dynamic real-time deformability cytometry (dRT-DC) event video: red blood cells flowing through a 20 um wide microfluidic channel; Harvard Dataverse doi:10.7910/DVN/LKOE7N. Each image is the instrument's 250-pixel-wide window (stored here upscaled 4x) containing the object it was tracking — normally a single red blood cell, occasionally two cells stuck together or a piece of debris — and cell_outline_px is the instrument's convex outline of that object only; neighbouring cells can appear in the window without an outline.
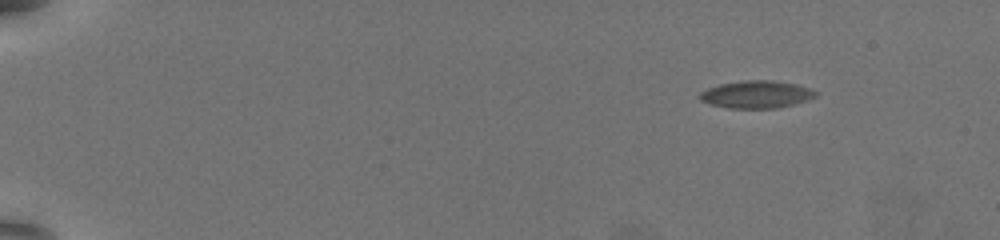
{"species": "common noctule bat (a hibernating species)", "species_latin": "Nyctalus noctula", "temperature_condition": "warm", "stored_images_in_passage": 51, "camera_frame_rate_fps": 3000, "um_per_image_px": 0.085, "animal": {"sex": "female", "body_mass_g": 19.5, "forearm_length_mm": 54.1}, "frame": {"image": 1, "passage_image": 1, "time_ms": 0.0, "image_size_px": [1000, 240], "cell_outline_px": [[816, 96], [808, 100], [776, 108], [728, 108], [712, 104], [700, 100], [700, 92], [708, 88], [720, 84], [744, 80], [776, 80], [796, 84], [808, 88], [816, 92]], "centroid_in_image_um": [64.29, 8.02], "position_along_channel_um": 20.7, "area_um2": 18.38}}
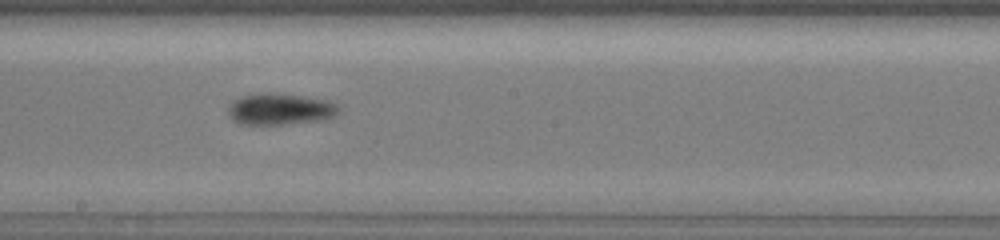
{"frame": {"image": 2, "passage_image": 29, "time_ms": 9.333, "image_size_px": [1000, 240], "cell_outline_px": [[340, 108], [332, 116], [316, 120], [280, 124], [240, 124], [232, 120], [228, 112], [228, 108], [240, 96], [268, 92], [300, 96], [328, 100], [336, 104]], "centroid_in_image_um": [23.76, 9.26], "position_along_channel_um": 224.4, "area_um2": 19.71}}
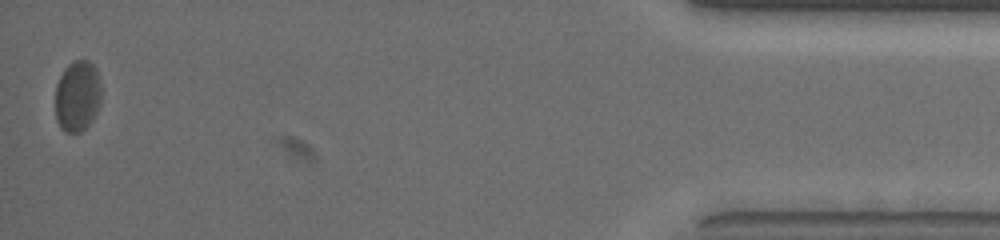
{"frame": {"image": 3, "passage_image": 51, "time_ms": 16.667, "image_size_px": [1000, 240], "cell_outline_px": [[100, 96], [96, 112], [92, 120], [80, 132], [64, 132], [60, 128], [56, 120], [56, 84], [64, 68], [72, 60], [88, 60], [96, 68], [100, 84]], "centroid_in_image_um": [6.56, 8.15], "position_along_channel_um": 428.6, "area_um2": 18.96}, "authors_computed_cell_mechanics": {"area_um2": 18.207, "velocity_mm_per_s": 3.7829, "shape_relaxation_time_tau1_ms": 3.8944, "shape_relaxation_time_tau2_ms": 2.3567, "deformation_change_tau1": 0.1253, "deformation_change_tau2": 0.0732}}